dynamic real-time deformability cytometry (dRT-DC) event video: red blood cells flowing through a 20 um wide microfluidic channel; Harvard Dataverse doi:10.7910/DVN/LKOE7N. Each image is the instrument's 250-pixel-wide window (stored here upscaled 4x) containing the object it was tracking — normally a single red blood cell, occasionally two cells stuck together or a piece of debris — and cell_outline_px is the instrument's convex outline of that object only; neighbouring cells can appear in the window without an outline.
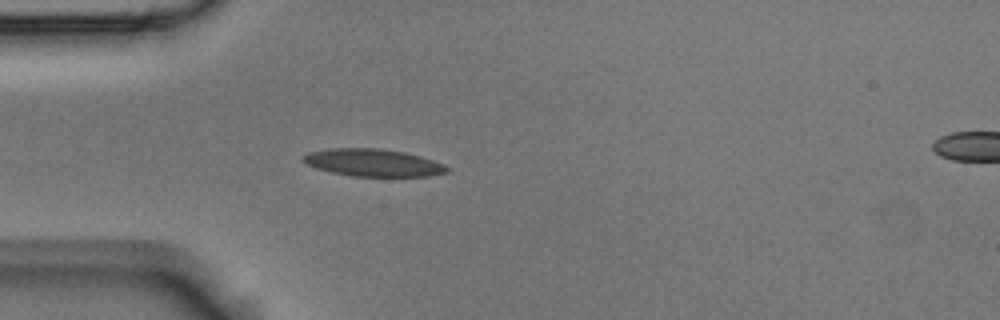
{"species": "Egyptian fruit bat (a non-hibernating species)", "species_latin": "Rousettus aegyptiacus", "temperature_condition": "room temperature", "stored_images_in_passage": 6, "segment_of_instrument_passage": [1, 2], "camera_frame_rate_fps": 3000, "um_per_image_px": 0.085, "animal": {"sex": "male"}, "frame": {"image": 1, "passage_image": 5, "time_ms": 1.333, "image_size_px": [1000, 320], "cell_outline_px": [[448, 172], [428, 176], [352, 176], [332, 172], [316, 168], [300, 160], [300, 156], [308, 152], [332, 148], [376, 148], [404, 152], [420, 156], [444, 164], [448, 168]], "centroid_in_image_um": [31.67, 13.82], "position_along_channel_um": 53.3, "area_um2": 22.89}}